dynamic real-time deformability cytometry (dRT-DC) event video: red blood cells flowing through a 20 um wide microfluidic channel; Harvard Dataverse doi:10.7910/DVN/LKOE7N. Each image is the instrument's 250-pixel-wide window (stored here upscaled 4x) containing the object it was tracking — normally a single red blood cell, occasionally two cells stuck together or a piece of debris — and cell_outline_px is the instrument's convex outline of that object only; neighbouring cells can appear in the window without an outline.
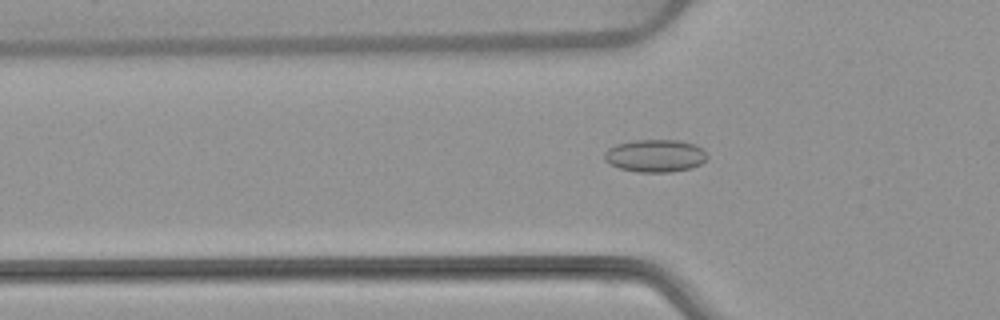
{"species": "common noctule bat (a hibernating species)", "species_latin": "Nyctalus noctula", "temperature_condition": "warm", "stored_images_in_passage": 54, "camera_frame_rate_fps": 3000, "um_per_image_px": 0.085, "animal": {"sex": "female", "body_mass_g": 22.7, "forearm_length_mm": 54.2}, "frame": {"image": 1, "passage_image": 18, "time_ms": 5.667, "image_size_px": [1000, 320], "cell_outline_px": [[708, 156], [700, 164], [692, 168], [672, 172], [636, 172], [620, 168], [604, 160], [604, 152], [608, 148], [616, 144], [632, 140], [680, 140], [704, 148]], "centroid_in_image_um": [55.7, 13.23], "position_along_channel_um": 70.1, "area_um2": 19.65}}
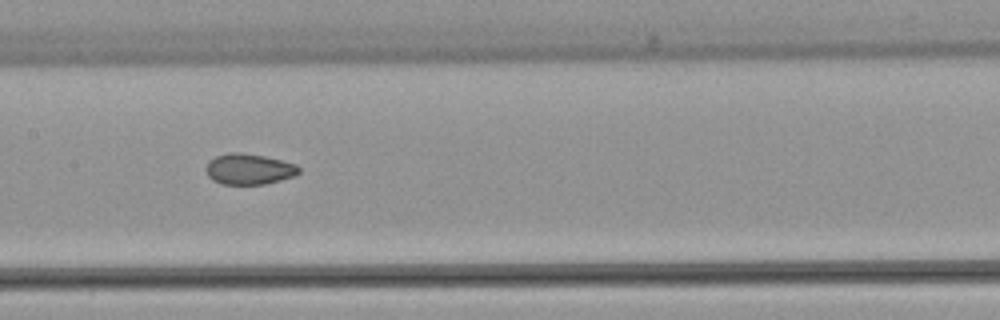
{"frame": {"image": 2, "passage_image": 27, "time_ms": 8.667, "image_size_px": [1000, 320], "cell_outline_px": [[300, 172], [296, 176], [264, 184], [220, 184], [212, 180], [208, 176], [204, 168], [208, 160], [216, 156], [228, 152], [240, 152], [264, 156], [296, 164], [300, 168]], "centroid_in_image_um": [21.13, 14.37], "position_along_channel_um": 186.3, "area_um2": 16.88}}
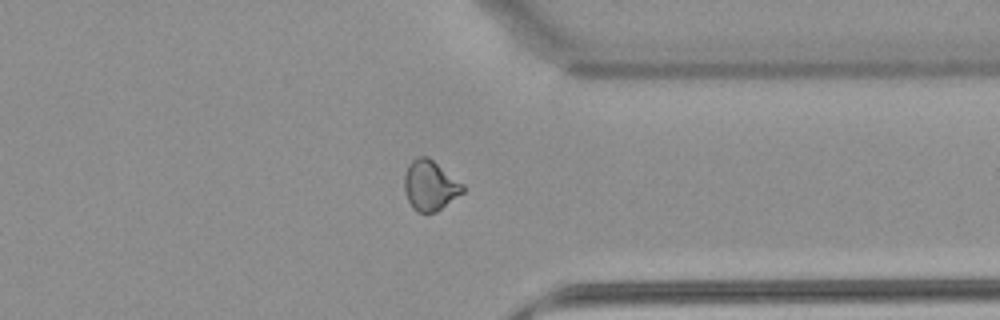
{"frame": {"image": 3, "passage_image": 42, "time_ms": 13.667, "image_size_px": [1000, 320], "cell_outline_px": [[464, 192], [436, 212], [420, 212], [412, 208], [404, 192], [404, 176], [408, 164], [412, 160], [420, 156], [428, 156], [464, 184]], "centroid_in_image_um": [36.55, 15.75], "position_along_channel_um": 374.9, "area_um2": 17.11}, "authors_computed_cell_mechanics": {"area_um2": 17.629, "velocity_mm_per_s": 3.8455, "shape_relaxation_time_tau1_ms": null, "shape_relaxation_time_tau2_ms": 2.0981, "deformation_change_tau1": null, "deformation_change_tau2": 0.0637}}